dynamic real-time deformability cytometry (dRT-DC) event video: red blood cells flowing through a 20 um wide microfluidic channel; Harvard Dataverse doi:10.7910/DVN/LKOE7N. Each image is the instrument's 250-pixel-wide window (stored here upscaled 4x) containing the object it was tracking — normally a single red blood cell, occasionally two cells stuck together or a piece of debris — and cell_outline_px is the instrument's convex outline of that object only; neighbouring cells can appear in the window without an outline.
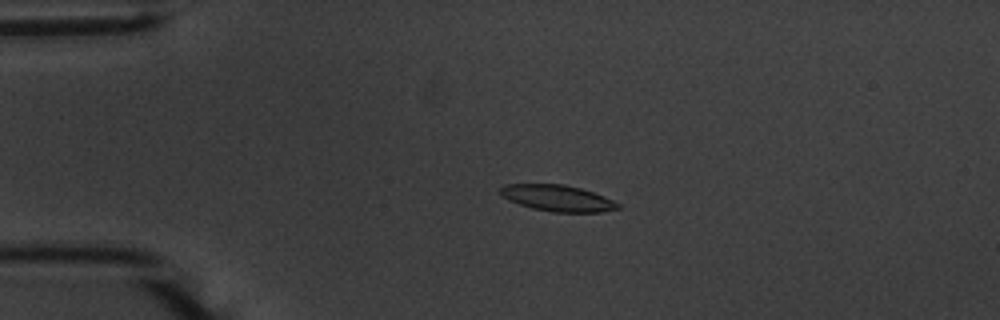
{"species": "common noctule bat (a hibernating species)", "species_latin": "Nyctalus noctula", "temperature_condition": "warm", "stored_images_in_passage": 45, "camera_frame_rate_fps": 3000, "um_per_image_px": 0.085, "animal": {"sex": "male", "body_mass_g": 20.1, "forearm_length_mm": 53.5}, "frame": {"image": 1, "passage_image": 2, "time_ms": 0.333, "image_size_px": [1000, 320], "cell_outline_px": [[620, 208], [600, 212], [552, 212], [532, 208], [508, 200], [500, 192], [500, 188], [504, 184], [564, 184], [580, 188], [604, 196], [620, 204]], "centroid_in_image_um": [47.39, 16.84], "position_along_channel_um": 37.6, "area_um2": 17.86}}
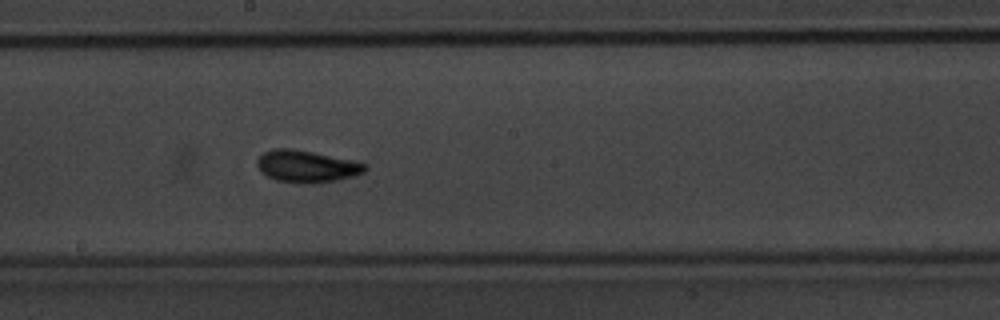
{"frame": {"image": 2, "passage_image": 20, "time_ms": 6.333, "image_size_px": [1000, 320], "cell_outline_px": [[368, 168], [364, 172], [352, 176], [312, 184], [300, 184], [276, 180], [260, 172], [256, 164], [256, 160], [264, 152], [276, 148], [292, 148], [312, 152], [348, 160], [364, 164]], "centroid_in_image_um": [25.98, 14.15], "position_along_channel_um": 222.2, "area_um2": 19.83}}
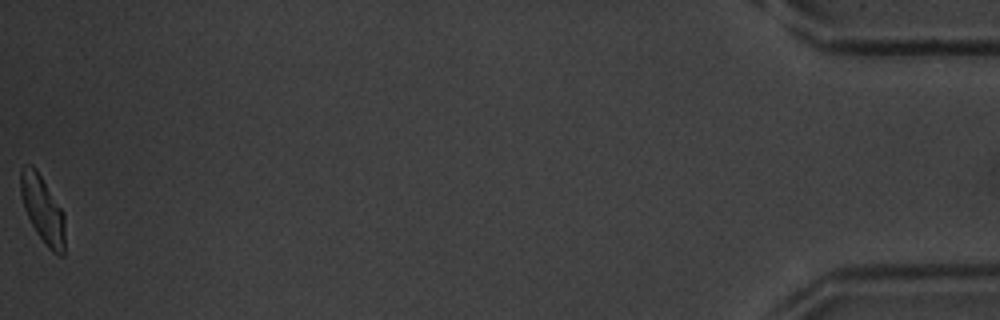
{"frame": {"image": 3, "passage_image": 45, "time_ms": 14.667, "image_size_px": [1000, 320], "cell_outline_px": [[64, 256], [60, 256], [52, 252], [44, 244], [36, 232], [24, 208], [20, 192], [20, 168], [24, 164], [32, 164], [36, 168], [64, 212]], "centroid_in_image_um": [3.62, 17.78], "position_along_channel_um": 431.6, "area_um2": 17.51}, "authors_computed_cell_mechanics": {"area_um2": 18.1492, "velocity_mm_per_s": 3.6626, "shape_relaxation_time_tau1_ms": 3.1703, "shape_relaxation_time_tau2_ms": 1.9281, "deformation_change_tau1": 0.1219, "deformation_change_tau2": 0.0842}}